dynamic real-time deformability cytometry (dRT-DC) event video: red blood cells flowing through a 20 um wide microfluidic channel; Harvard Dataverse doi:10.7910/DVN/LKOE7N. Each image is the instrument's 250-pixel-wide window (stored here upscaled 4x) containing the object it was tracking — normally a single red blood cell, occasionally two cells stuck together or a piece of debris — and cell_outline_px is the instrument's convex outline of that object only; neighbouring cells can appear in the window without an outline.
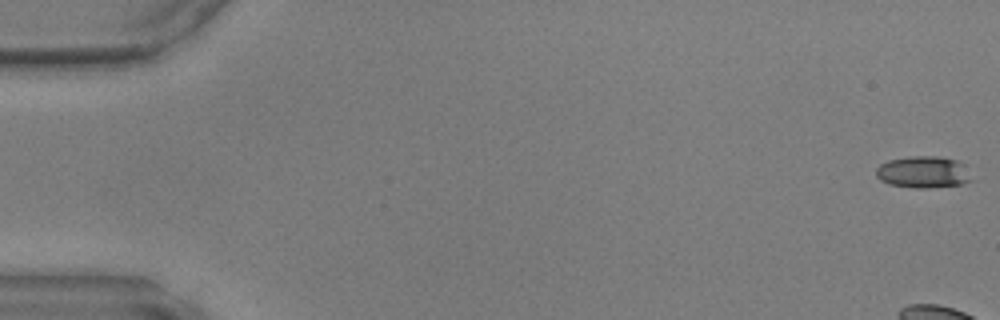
{"species": "common noctule bat (a hibernating species)", "species_latin": "Nyctalus noctula", "temperature_condition": "warm", "stored_images_in_passage": 8, "camera_frame_rate_fps": 3000, "um_per_image_px": 0.085, "animal": {"sex": "male", "body_mass_g": 17.9, "forearm_length_mm": 54.2}, "frame": {"image": 1, "passage_image": 1, "time_ms": 0.0, "image_size_px": [1000, 320], "cell_outline_px": [[972, 180], [960, 184], [928, 188], [916, 188], [888, 184], [880, 180], [876, 176], [876, 168], [880, 164], [888, 160], [908, 156], [936, 156], [956, 160], [964, 164]], "centroid_in_image_um": [78.44, 14.62], "position_along_channel_um": 6.6, "area_um2": 17.69}}